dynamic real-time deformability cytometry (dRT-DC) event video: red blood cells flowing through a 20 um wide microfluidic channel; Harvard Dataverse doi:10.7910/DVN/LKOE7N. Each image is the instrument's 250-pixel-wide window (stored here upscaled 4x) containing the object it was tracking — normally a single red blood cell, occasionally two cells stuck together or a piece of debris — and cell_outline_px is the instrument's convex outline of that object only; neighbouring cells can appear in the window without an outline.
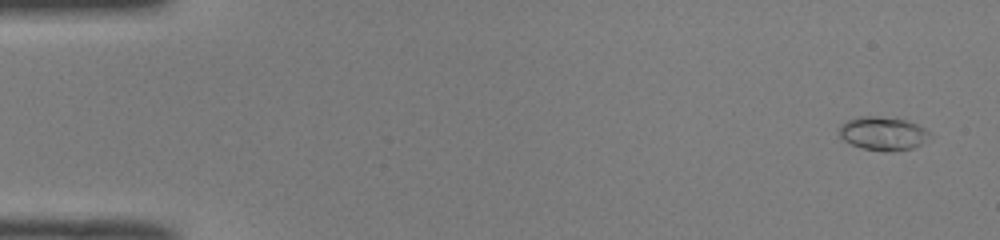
{"species": "common noctule bat (a hibernating species)", "species_latin": "Nyctalus noctula", "temperature_condition": "room temperature", "stored_images_in_passage": 16, "camera_frame_rate_fps": 3000, "um_per_image_px": 0.085, "animal": {"sex": "male", "body_mass_g": 19.0, "forearm_length_mm": 50.8}, "frame": {"image": 1, "passage_image": 3, "time_ms": 0.667, "image_size_px": [1000, 240], "cell_outline_px": [[928, 132], [920, 144], [912, 148], [892, 152], [884, 152], [860, 148], [844, 140], [840, 136], [840, 124], [848, 120], [860, 116], [896, 116], [916, 124], [924, 128]], "centroid_in_image_um": [75.0, 11.33], "position_along_channel_um": 10.0, "area_um2": 17.69}}